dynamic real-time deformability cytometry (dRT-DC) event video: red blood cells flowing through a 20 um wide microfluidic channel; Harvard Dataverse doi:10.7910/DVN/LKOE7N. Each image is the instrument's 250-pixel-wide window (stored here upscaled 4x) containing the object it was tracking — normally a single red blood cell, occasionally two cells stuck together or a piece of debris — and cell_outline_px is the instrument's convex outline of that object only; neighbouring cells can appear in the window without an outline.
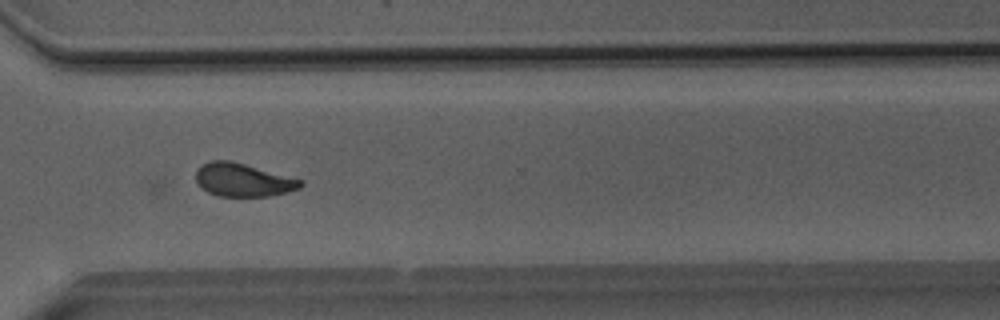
{"species": "Egyptian fruit bat (a non-hibernating species)", "species_latin": "Rousettus aegyptiacus", "temperature_condition": "room temperature", "stored_images_in_passage": 45, "camera_frame_rate_fps": 3000, "um_per_image_px": 0.085, "animal": {"sex": "male"}, "frame": {"image": 1, "passage_image": 37, "time_ms": 12.0, "image_size_px": [1000, 320], "cell_outline_px": [[304, 184], [300, 188], [272, 196], [216, 196], [200, 188], [196, 180], [196, 168], [200, 164], [212, 160], [232, 160], [304, 180]], "centroid_in_image_um": [20.64, 15.28], "position_along_channel_um": 350.0, "area_um2": 20.63}}
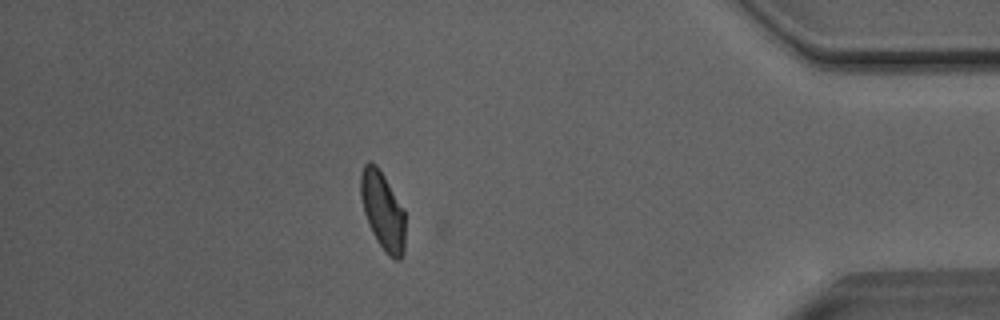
{"frame": {"image": 2, "passage_image": 44, "time_ms": 14.333, "image_size_px": [1000, 320], "cell_outline_px": [[404, 252], [400, 260], [392, 260], [388, 256], [376, 240], [368, 224], [364, 212], [360, 196], [360, 172], [364, 164], [368, 160], [372, 160], [376, 164], [384, 176], [404, 208]], "centroid_in_image_um": [32.52, 17.9], "position_along_channel_um": 402.7, "area_um2": 20.58}, "authors_computed_cell_mechanics": {"area_um2": 21.1548, "velocity_mm_per_s": 4.0336, "shape_relaxation_time_tau1_ms": null, "shape_relaxation_time_tau2_ms": 2.0559, "deformation_change_tau1": null, "deformation_change_tau2": 0.084}}